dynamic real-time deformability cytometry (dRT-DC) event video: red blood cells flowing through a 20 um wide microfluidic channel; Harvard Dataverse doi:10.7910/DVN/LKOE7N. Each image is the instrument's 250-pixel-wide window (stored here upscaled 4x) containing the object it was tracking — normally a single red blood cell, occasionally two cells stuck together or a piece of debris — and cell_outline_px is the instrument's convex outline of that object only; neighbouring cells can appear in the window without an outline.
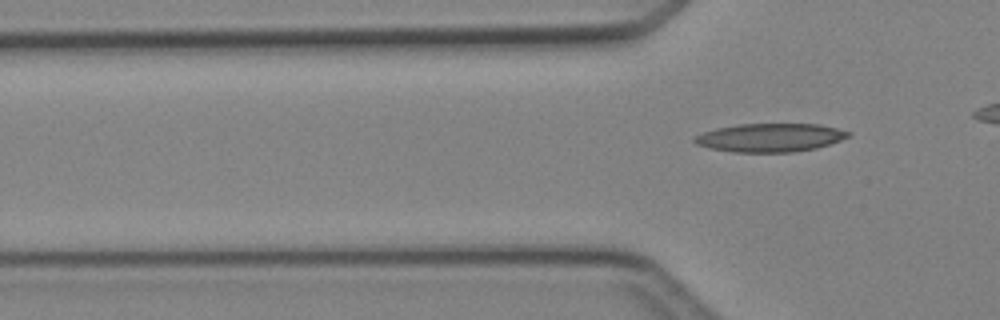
{"species": "Egyptian fruit bat (a non-hibernating species)", "species_latin": "Rousettus aegyptiacus", "temperature_condition": "cold", "stored_images_in_passage": 2, "camera_frame_rate_fps": 3000, "um_per_image_px": 0.085, "animal": {"sex": "female"}, "frame": {"image": 1, "passage_image": 2, "time_ms": 2.0, "image_size_px": [1000, 320], "cell_outline_px": [[848, 136], [840, 140], [816, 148], [792, 152], [732, 152], [708, 148], [696, 144], [692, 140], [692, 136], [716, 128], [736, 124], [816, 124], [836, 128], [848, 132]], "centroid_in_image_um": [65.36, 11.7], "position_along_channel_um": 60.4, "area_um2": 25.37}}